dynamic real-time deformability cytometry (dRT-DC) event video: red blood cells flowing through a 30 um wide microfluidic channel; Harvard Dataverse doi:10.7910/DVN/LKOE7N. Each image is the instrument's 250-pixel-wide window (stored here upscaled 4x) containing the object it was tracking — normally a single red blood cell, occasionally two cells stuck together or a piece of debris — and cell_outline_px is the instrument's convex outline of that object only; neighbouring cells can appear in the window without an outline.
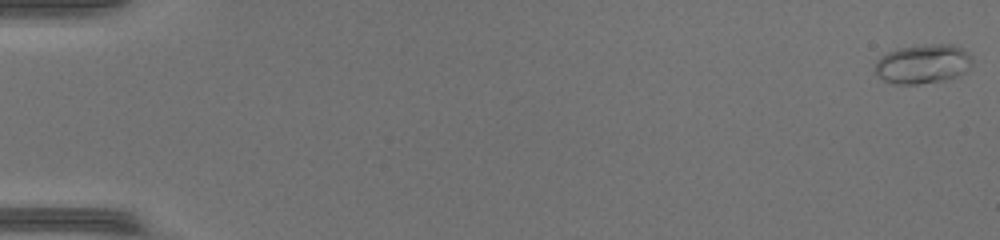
{"species": "common noctule bat (a hibernating species)", "species_latin": "Nyctalus noctula", "temperature_condition": "warm", "stored_images_in_passage": 49, "camera_frame_rate_fps": 3000, "um_per_image_px": 0.085, "animal": {"sex": "female", "body_mass_g": 17.0, "forearm_length_mm": 48.0}, "frame": {"image": 1, "passage_image": 1, "time_ms": 0.0, "image_size_px": [1000, 240], "cell_outline_px": [[972, 64], [964, 72], [956, 76], [944, 80], [916, 84], [896, 84], [884, 80], [876, 72], [876, 60], [880, 56], [896, 48], [928, 44], [956, 44], [964, 48], [972, 56]], "centroid_in_image_um": [78.48, 5.41], "position_along_channel_um": 6.5, "area_um2": 22.31}}
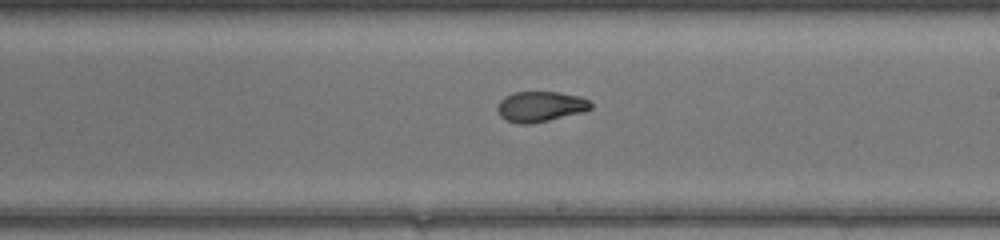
{"frame": {"image": 2, "passage_image": 30, "time_ms": 9.667, "image_size_px": [1000, 240], "cell_outline_px": [[592, 108], [584, 112], [548, 120], [528, 124], [520, 124], [504, 120], [500, 116], [496, 108], [500, 100], [504, 96], [512, 92], [560, 92], [580, 96], [588, 100], [592, 104]], "centroid_in_image_um": [45.92, 9.05], "position_along_channel_um": 243.1, "area_um2": 16.7}}
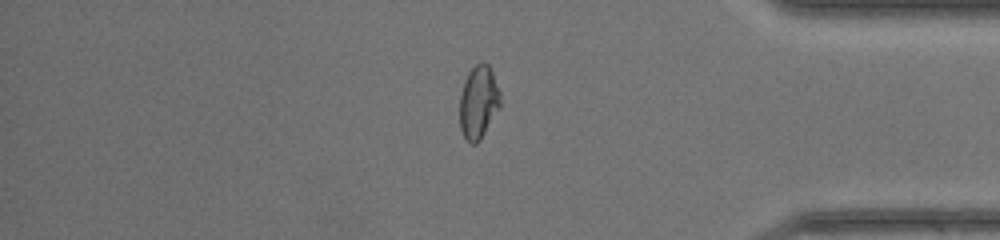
{"frame": {"image": 3, "passage_image": 42, "time_ms": 13.667, "image_size_px": [1000, 240], "cell_outline_px": [[500, 108], [480, 140], [476, 144], [472, 144], [464, 136], [460, 128], [460, 96], [464, 80], [468, 72], [480, 60], [488, 64], [492, 72], [500, 92]], "centroid_in_image_um": [40.67, 8.67], "position_along_channel_um": 394.5, "area_um2": 17.34}, "authors_computed_cell_mechanics": {"area_um2": 17.5134, "velocity_mm_per_s": 4.3444, "shape_relaxation_time_tau1_ms": null, "shape_relaxation_time_tau2_ms": 0.9175, "deformation_change_tau1": null, "deformation_change_tau2": 0.0532}}